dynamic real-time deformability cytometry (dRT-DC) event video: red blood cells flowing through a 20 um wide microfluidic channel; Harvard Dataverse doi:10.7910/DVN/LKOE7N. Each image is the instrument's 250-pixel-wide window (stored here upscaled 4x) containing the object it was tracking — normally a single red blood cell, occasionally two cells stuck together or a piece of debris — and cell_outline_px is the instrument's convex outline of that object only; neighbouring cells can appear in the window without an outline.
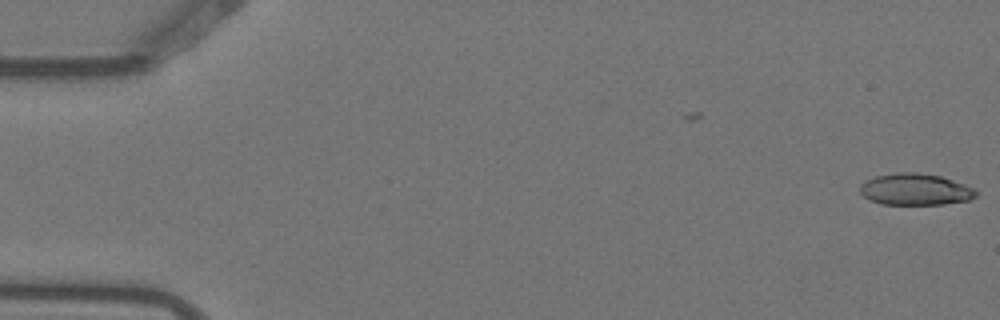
{"species": "Egyptian fruit bat (a non-hibernating species)", "species_latin": "Rousettus aegyptiacus", "temperature_condition": "warm", "stored_images_in_passage": 5, "camera_frame_rate_fps": 3000, "um_per_image_px": 0.085, "animal": {"sex": "female"}, "frame": {"image": 1, "passage_image": 1, "time_ms": 0.0, "image_size_px": [1000, 320], "cell_outline_px": [[976, 196], [968, 200], [944, 204], [880, 204], [868, 200], [860, 192], [860, 184], [876, 176], [896, 172], [916, 172], [940, 176], [964, 184], [972, 188], [976, 192]], "centroid_in_image_um": [77.76, 16.1], "position_along_channel_um": 7.2, "area_um2": 21.21}}
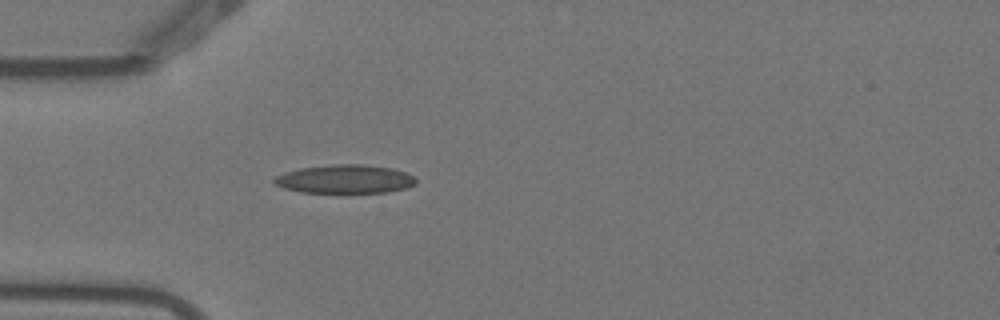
{"frame": {"image": 2, "passage_image": 5, "time_ms": 1.333, "image_size_px": [1000, 320], "cell_outline_px": [[416, 184], [408, 188], [384, 192], [348, 196], [344, 196], [300, 192], [284, 188], [276, 184], [272, 180], [276, 176], [284, 172], [300, 168], [332, 164], [360, 164], [392, 168], [404, 172], [412, 176], [416, 180]], "centroid_in_image_um": [29.3, 15.28], "position_along_channel_um": 55.7, "area_um2": 24.74}}